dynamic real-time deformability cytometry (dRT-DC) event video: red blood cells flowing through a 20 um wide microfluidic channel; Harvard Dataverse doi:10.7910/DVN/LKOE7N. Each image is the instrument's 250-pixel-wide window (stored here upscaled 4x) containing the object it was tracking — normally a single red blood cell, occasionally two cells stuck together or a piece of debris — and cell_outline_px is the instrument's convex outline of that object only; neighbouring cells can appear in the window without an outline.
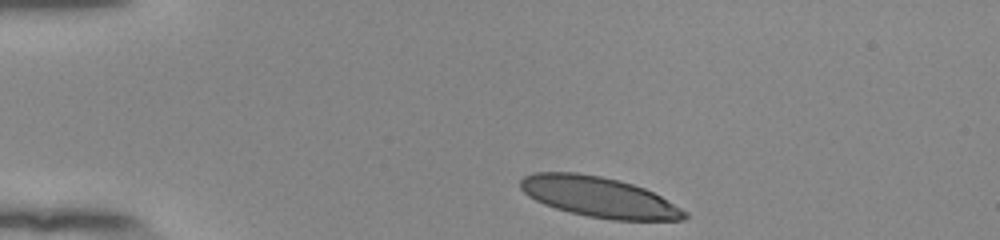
{"species": "human", "species_latin": "Homo sapiens", "temperature_condition": "room temperature", "stored_images_in_passage": 36, "camera_frame_rate_fps": 3000, "um_per_image_px": 0.085, "donor": {"sex": "female"}, "frame": {"image": 1, "passage_image": 1, "time_ms": 0.0, "image_size_px": [1000, 240], "cell_outline_px": [[688, 216], [684, 220], [612, 220], [588, 216], [556, 208], [544, 204], [528, 196], [520, 188], [520, 180], [524, 176], [536, 172], [576, 172], [600, 176], [632, 184], [644, 188], [660, 196], [688, 212]], "centroid_in_image_um": [50.91, 16.75], "position_along_channel_um": 34.1, "area_um2": 38.32}}
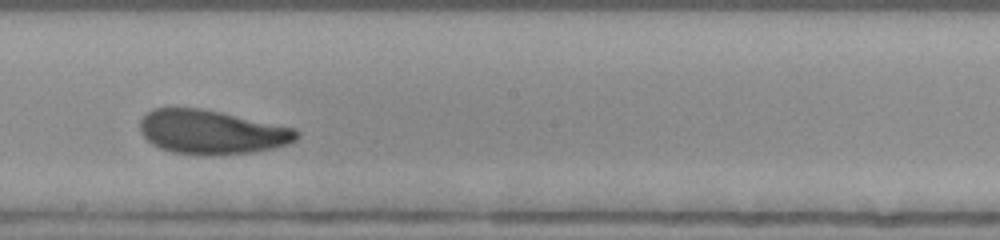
{"frame": {"image": 2, "passage_image": 21, "time_ms": 6.667, "image_size_px": [1000, 240], "cell_outline_px": [[300, 136], [296, 140], [288, 144], [272, 148], [252, 152], [220, 156], [196, 156], [172, 152], [160, 148], [152, 144], [140, 132], [140, 120], [152, 108], [200, 108], [220, 112], [296, 128], [300, 132]], "centroid_in_image_um": [18.0, 11.25], "position_along_channel_um": 230.2, "area_um2": 40.63}}
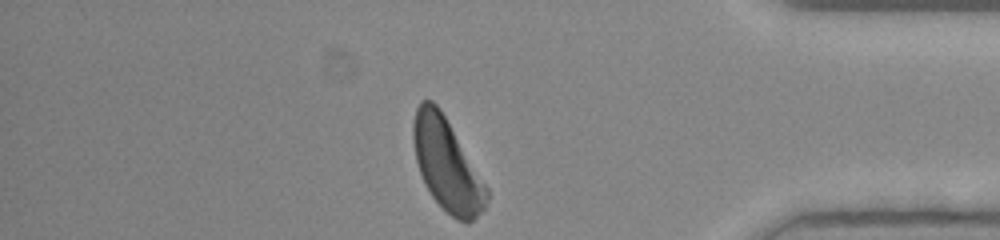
{"frame": {"image": 3, "passage_image": 36, "time_ms": 11.667, "image_size_px": [1000, 240], "cell_outline_px": [[488, 200], [484, 208], [468, 224], [456, 220], [432, 196], [420, 172], [416, 160], [412, 140], [412, 124], [416, 108], [420, 100], [432, 100], [440, 108], [488, 188]], "centroid_in_image_um": [37.97, 13.98], "position_along_channel_um": 397.2, "area_um2": 38.9}, "authors_computed_cell_mechanics": {"area_um2": 40.4889, "velocity_mm_per_s": 3.8425, "shape_relaxation_time_tau1_ms": 3.35, "shape_relaxation_time_tau2_ms": 1.5471, "deformation_change_tau1": 0.1405, "deformation_change_tau2": 0.0822}}